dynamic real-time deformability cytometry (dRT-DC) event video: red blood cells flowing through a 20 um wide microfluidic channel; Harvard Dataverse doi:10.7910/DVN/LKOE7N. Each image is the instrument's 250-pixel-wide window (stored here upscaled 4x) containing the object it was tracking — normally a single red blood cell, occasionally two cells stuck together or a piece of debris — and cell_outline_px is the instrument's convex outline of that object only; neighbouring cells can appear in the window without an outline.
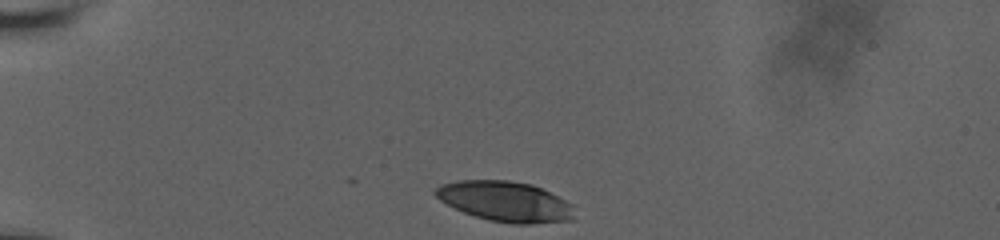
{"species": "human", "species_latin": "Homo sapiens", "temperature_condition": "room temperature", "stored_images_in_passage": 35, "camera_frame_rate_fps": 3000, "um_per_image_px": 0.085, "donor": {"sex": "male"}, "frame": {"image": 1, "passage_image": 1, "time_ms": 0.0, "image_size_px": [1000, 240], "cell_outline_px": [[572, 220], [532, 224], [512, 224], [488, 220], [464, 212], [440, 200], [432, 192], [440, 184], [456, 180], [508, 180], [532, 184], [572, 204]], "centroid_in_image_um": [42.91, 17.12], "position_along_channel_um": 42.1, "area_um2": 32.37}}
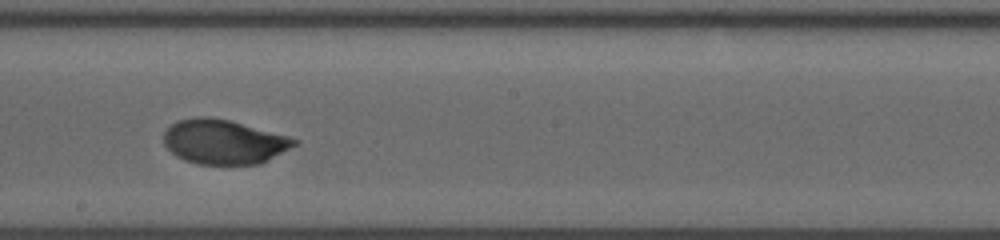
{"frame": {"image": 2, "passage_image": 20, "time_ms": 6.333, "image_size_px": [1000, 240], "cell_outline_px": [[300, 140], [296, 144], [268, 160], [260, 164], [196, 164], [184, 160], [176, 156], [164, 144], [164, 132], [176, 120], [196, 116], [204, 116], [232, 120], [288, 136]], "centroid_in_image_um": [19.01, 12.04], "position_along_channel_um": 229.2, "area_um2": 33.93}}
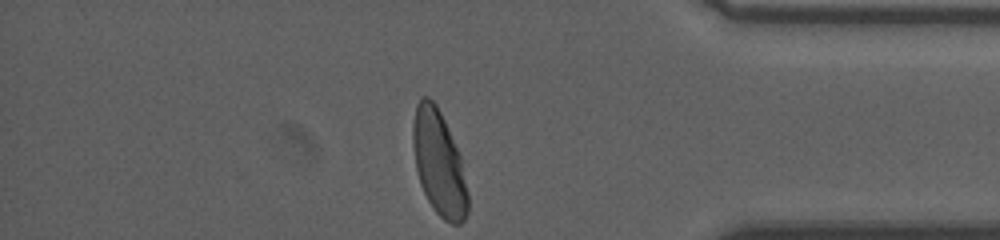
{"frame": {"image": 3, "passage_image": 35, "time_ms": 11.333, "image_size_px": [1000, 240], "cell_outline_px": [[468, 212], [464, 220], [460, 224], [452, 224], [444, 220], [436, 212], [428, 200], [420, 184], [416, 168], [412, 144], [412, 124], [416, 104], [420, 96], [428, 96], [436, 104], [444, 120], [460, 156], [468, 192]], "centroid_in_image_um": [37.29, 13.86], "position_along_channel_um": 397.9, "area_um2": 33.52}, "authors_computed_cell_mechanics": {"area_um2": 33.6974, "velocity_mm_per_s": 3.7699, "shape_relaxation_time_tau1_ms": 2.7016, "shape_relaxation_time_tau2_ms": null, "deformation_change_tau1": 0.1466, "deformation_change_tau2": null}}